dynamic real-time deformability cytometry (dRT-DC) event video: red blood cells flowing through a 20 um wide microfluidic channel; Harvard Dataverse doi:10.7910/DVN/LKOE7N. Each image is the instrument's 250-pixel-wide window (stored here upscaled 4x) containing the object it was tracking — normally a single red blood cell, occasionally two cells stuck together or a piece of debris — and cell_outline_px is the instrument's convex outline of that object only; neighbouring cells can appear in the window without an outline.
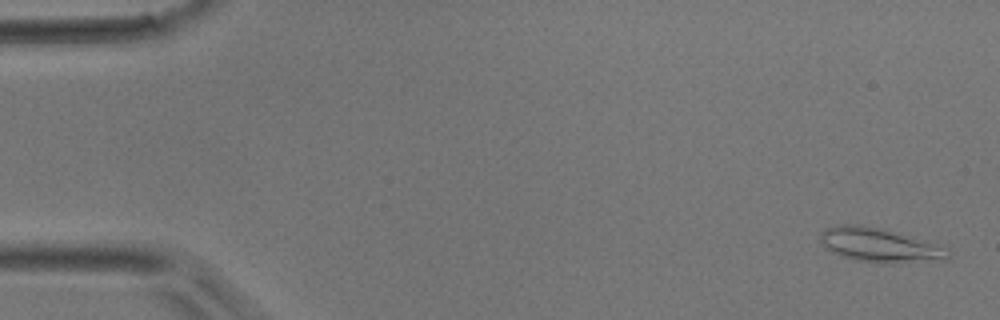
{"species": "common noctule bat (a hibernating species)", "species_latin": "Nyctalus noctula", "temperature_condition": "room temperature", "stored_images_in_passage": 47, "camera_frame_rate_fps": 3000, "um_per_image_px": 0.085, "animal": {"sex": "male", "body_mass_g": 17.9}, "frame": {"image": 1, "passage_image": 2, "time_ms": 0.333, "image_size_px": [1000, 320], "cell_outline_px": [[948, 256], [944, 260], [892, 264], [876, 264], [856, 260], [832, 252], [824, 248], [820, 240], [820, 232], [824, 228], [840, 224], [856, 224], [880, 228], [928, 240], [948, 248]], "centroid_in_image_um": [74.77, 20.84], "position_along_channel_um": 10.2, "area_um2": 25.89}}
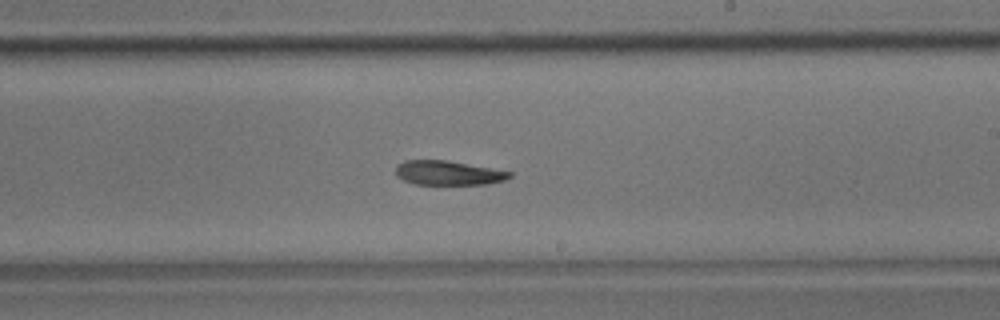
{"frame": {"image": 2, "passage_image": 28, "time_ms": 9.0, "image_size_px": [1000, 320], "cell_outline_px": [[512, 176], [504, 180], [488, 184], [416, 184], [404, 180], [396, 176], [396, 168], [404, 160], [448, 160], [512, 172]], "centroid_in_image_um": [38.11, 14.69], "position_along_channel_um": 250.9, "area_um2": 16.01}}
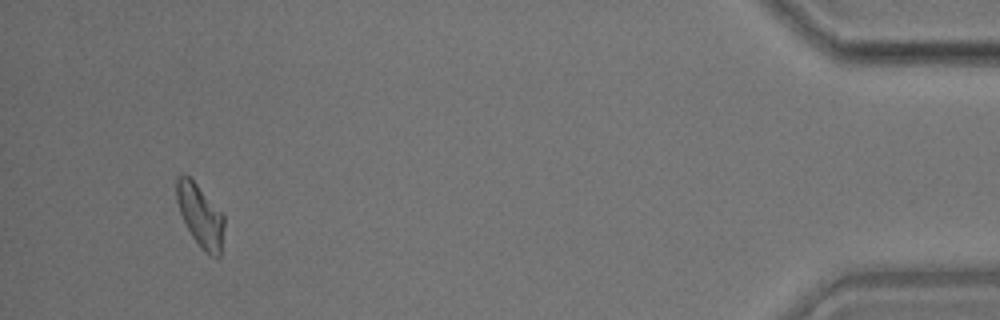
{"frame": {"image": 3, "passage_image": 45, "time_ms": 14.667, "image_size_px": [1000, 320], "cell_outline_px": [[224, 228], [220, 256], [216, 260], [192, 236], [180, 212], [176, 200], [176, 176], [184, 172], [196, 184], [224, 216]], "centroid_in_image_um": [17.01, 18.29], "position_along_channel_um": 418.2, "area_um2": 16.88}}